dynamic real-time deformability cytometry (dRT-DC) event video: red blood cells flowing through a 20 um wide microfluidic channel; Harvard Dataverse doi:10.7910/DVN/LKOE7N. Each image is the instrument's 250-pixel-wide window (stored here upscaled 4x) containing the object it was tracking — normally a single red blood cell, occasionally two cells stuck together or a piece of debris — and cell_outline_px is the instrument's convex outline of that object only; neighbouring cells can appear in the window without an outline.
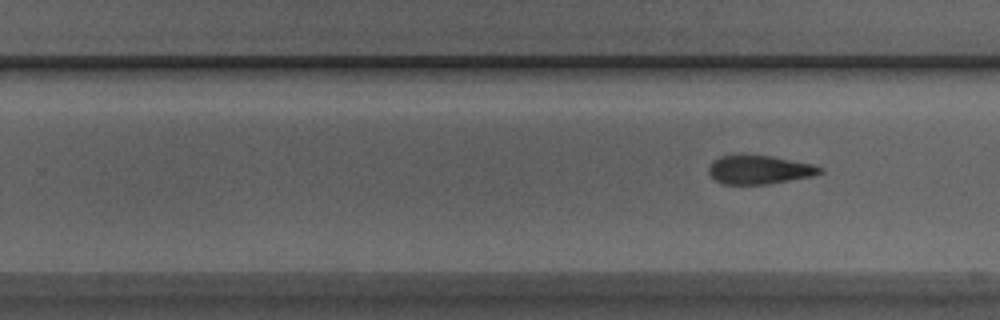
{"species": "Egyptian fruit bat (a non-hibernating species)", "species_latin": "Rousettus aegyptiacus", "temperature_condition": "room temperature", "stored_images_in_passage": 20, "camera_frame_rate_fps": 3000, "um_per_image_px": 0.085, "animal": {"sex": "male"}, "frame": {"image": 1, "passage_image": 20, "time_ms": 6.333, "image_size_px": [1000, 320], "cell_outline_px": [[824, 172], [812, 176], [768, 184], [720, 184], [708, 172], [708, 168], [712, 160], [720, 156], [772, 156], [812, 164], [824, 168]], "centroid_in_image_um": [64.55, 14.44], "position_along_channel_um": 265.2, "area_um2": 18.44}}